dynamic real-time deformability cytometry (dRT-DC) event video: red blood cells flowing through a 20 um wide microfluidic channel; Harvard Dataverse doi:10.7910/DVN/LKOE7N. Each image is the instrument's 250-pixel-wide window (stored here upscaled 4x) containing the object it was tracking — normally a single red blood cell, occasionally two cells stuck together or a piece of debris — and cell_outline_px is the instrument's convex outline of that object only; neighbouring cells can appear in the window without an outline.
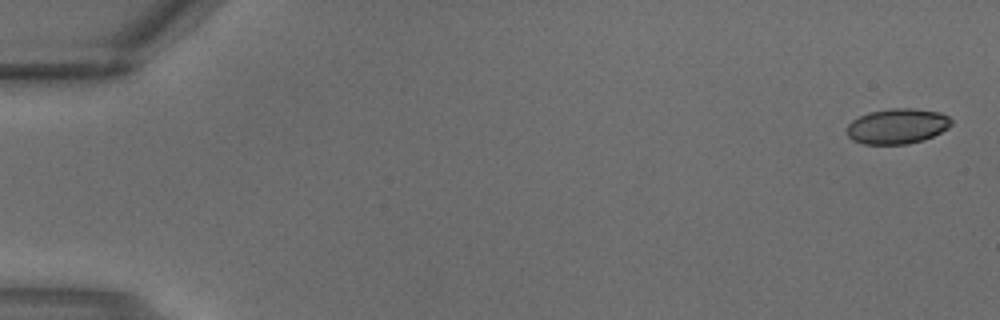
{"species": "common noctule bat (a hibernating species)", "species_latin": "Nyctalus noctula", "temperature_condition": "warm", "stored_images_in_passage": 4, "camera_frame_rate_fps": 3000, "um_per_image_px": 0.085, "animal": {"sex": "male", "body_mass_g": 18.8}, "frame": {"image": 1, "passage_image": 1, "time_ms": 0.0, "image_size_px": [1000, 320], "cell_outline_px": [[952, 124], [948, 128], [924, 140], [908, 144], [864, 144], [852, 140], [848, 136], [848, 124], [852, 120], [868, 112], [892, 108], [912, 108], [940, 112], [948, 116], [952, 120]], "centroid_in_image_um": [76.28, 10.72], "position_along_channel_um": 8.7, "area_um2": 21.5}}
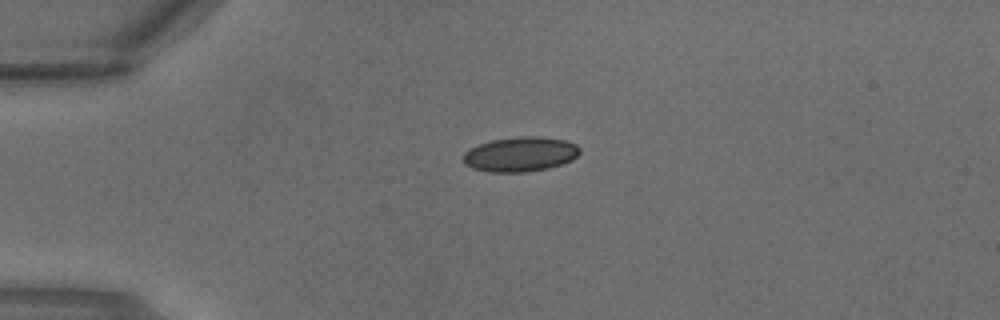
{"frame": {"image": 2, "passage_image": 3, "time_ms": 0.667, "image_size_px": [1000, 320], "cell_outline_px": [[580, 152], [572, 160], [548, 168], [524, 172], [488, 172], [472, 168], [464, 164], [464, 152], [480, 144], [492, 140], [520, 136], [540, 136], [564, 140], [576, 144], [580, 148]], "centroid_in_image_um": [44.23, 13.11], "position_along_channel_um": 40.8, "area_um2": 23.47}}
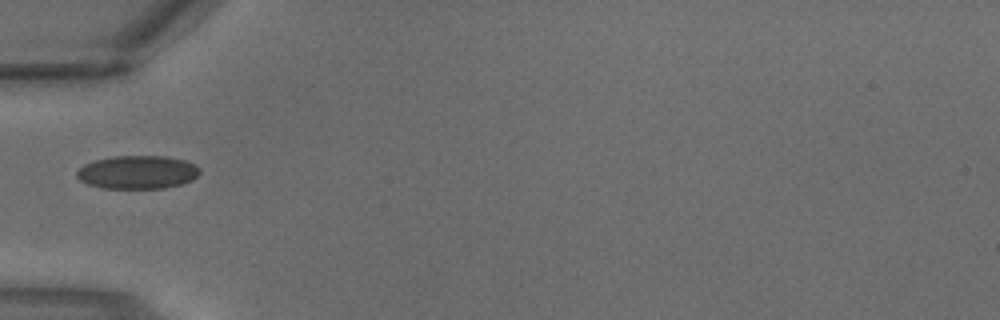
{"frame": {"image": 3, "passage_image": 4, "time_ms": 1.0, "image_size_px": [1000, 320], "cell_outline_px": [[200, 172], [192, 180], [180, 184], [164, 188], [104, 188], [88, 184], [80, 180], [76, 176], [76, 172], [84, 164], [96, 160], [116, 156], [164, 156], [184, 160], [196, 164], [200, 168]], "centroid_in_image_um": [11.7, 14.63], "position_along_channel_um": 73.3, "area_um2": 23.76}}